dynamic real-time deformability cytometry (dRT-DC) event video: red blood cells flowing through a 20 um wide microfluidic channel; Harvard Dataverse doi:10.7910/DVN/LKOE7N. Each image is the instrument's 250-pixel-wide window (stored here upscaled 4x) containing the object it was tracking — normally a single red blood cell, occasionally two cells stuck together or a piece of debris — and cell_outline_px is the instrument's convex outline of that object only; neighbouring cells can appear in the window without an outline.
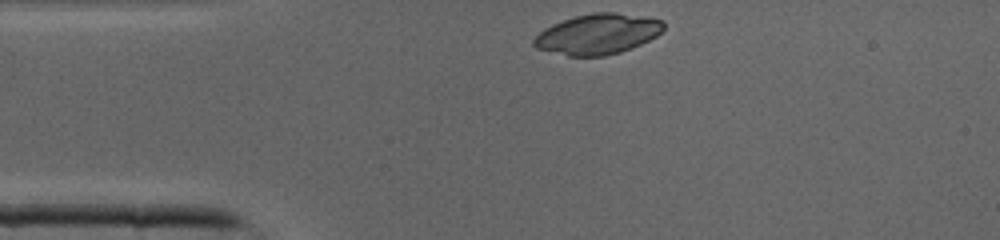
{"species": "common noctule bat (a hibernating species)", "species_latin": "Nyctalus noctula", "temperature_condition": "cold", "stored_images_in_passage": 26, "camera_frame_rate_fps": 3000, "um_per_image_px": 0.085, "animal": {"sex": "male", "body_mass_g": 19.0, "forearm_length_mm": 50.8}, "frame": {"image": 1, "passage_image": 1, "time_ms": 0.0, "image_size_px": [1000, 240], "cell_outline_px": [[664, 28], [656, 36], [632, 48], [620, 52], [604, 56], [568, 56], [536, 48], [532, 44], [532, 40], [544, 28], [552, 24], [576, 16], [596, 12], [616, 12], [648, 16], [664, 20]], "centroid_in_image_um": [50.82, 2.89], "position_along_channel_um": 34.2, "area_um2": 30.63}}
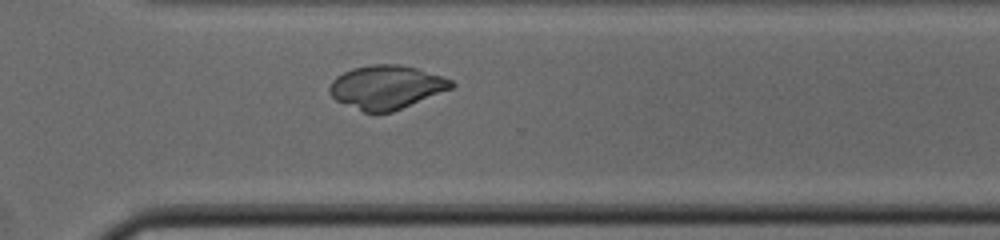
{"frame": {"image": 2, "passage_image": 22, "time_ms": 7.0, "image_size_px": [1000, 240], "cell_outline_px": [[456, 84], [452, 88], [392, 112], [364, 112], [336, 100], [328, 92], [328, 88], [332, 80], [336, 76], [352, 68], [372, 64], [400, 64], [416, 68], [452, 80]], "centroid_in_image_um": [32.81, 7.4], "position_along_channel_um": 337.8, "area_um2": 30.75}}
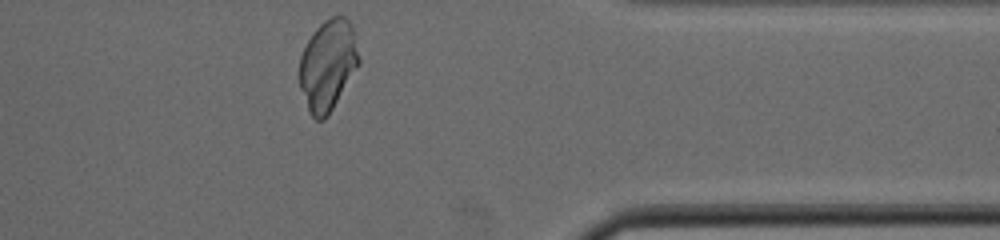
{"frame": {"image": 3, "passage_image": 26, "time_ms": 8.333, "image_size_px": [1000, 240], "cell_outline_px": [[360, 64], [328, 116], [324, 120], [316, 120], [312, 116], [308, 108], [300, 88], [300, 56], [312, 32], [324, 20], [332, 16], [344, 16], [352, 24], [360, 60]], "centroid_in_image_um": [27.88, 5.52], "position_along_channel_um": 383.5, "area_um2": 31.39}}